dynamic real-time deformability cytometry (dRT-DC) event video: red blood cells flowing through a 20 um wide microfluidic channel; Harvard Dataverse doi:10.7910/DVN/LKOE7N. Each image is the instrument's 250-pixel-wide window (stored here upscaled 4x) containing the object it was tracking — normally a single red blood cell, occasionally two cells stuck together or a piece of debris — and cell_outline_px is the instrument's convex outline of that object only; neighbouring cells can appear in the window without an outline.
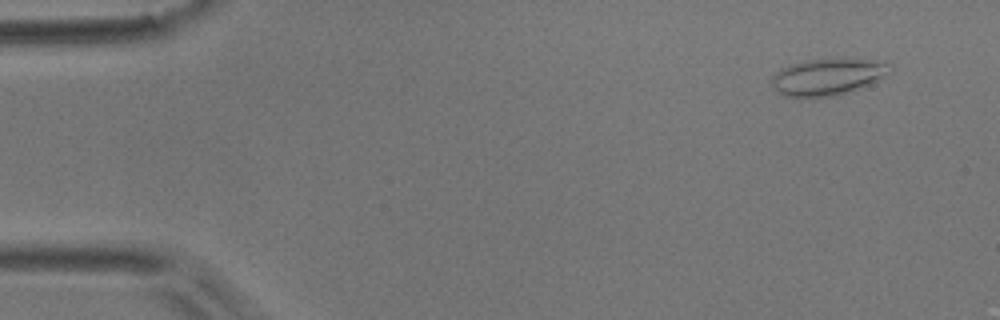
{"species": "common noctule bat (a hibernating species)", "species_latin": "Nyctalus noctula", "temperature_condition": "room temperature", "stored_images_in_passage": 48, "camera_frame_rate_fps": 3000, "um_per_image_px": 0.085, "animal": {"sex": "male", "body_mass_g": 17.9}, "frame": {"image": 1, "passage_image": 4, "time_ms": 1.0, "image_size_px": [1000, 320], "cell_outline_px": [[892, 72], [868, 84], [832, 96], [800, 100], [784, 96], [776, 92], [772, 84], [772, 76], [780, 68], [792, 64], [808, 60], [872, 60], [892, 64]], "centroid_in_image_um": [70.27, 6.58], "position_along_channel_um": 14.7, "area_um2": 25.14}}
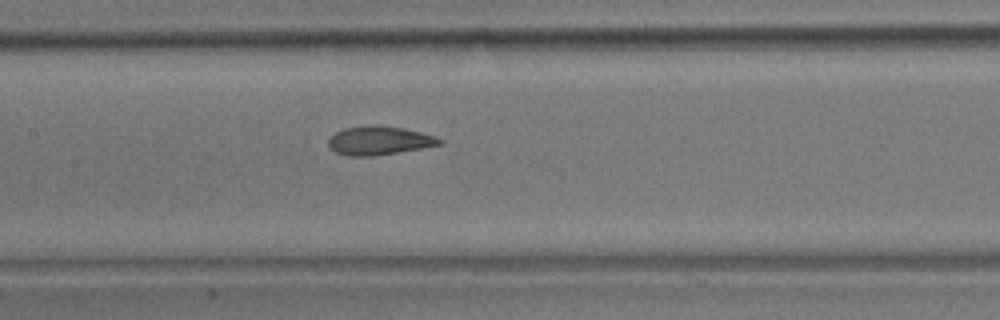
{"frame": {"image": 2, "passage_image": 25, "time_ms": 8.0, "image_size_px": [1000, 320], "cell_outline_px": [[444, 144], [424, 148], [372, 156], [348, 156], [336, 152], [328, 148], [328, 136], [344, 128], [372, 124], [380, 124], [404, 128], [436, 136], [444, 140]], "centroid_in_image_um": [32.23, 11.93], "position_along_channel_um": 175.2, "area_um2": 19.02}}
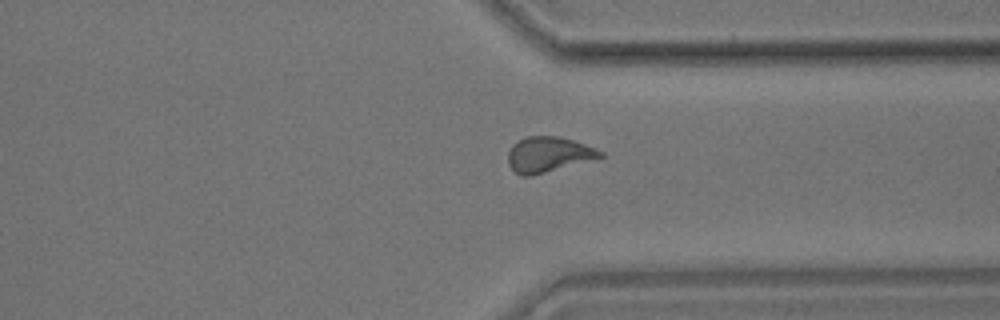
{"frame": {"image": 3, "passage_image": 40, "time_ms": 13.0, "image_size_px": [1000, 320], "cell_outline_px": [[604, 156], [532, 176], [520, 176], [508, 164], [508, 152], [512, 144], [524, 136], [556, 136], [572, 140], [584, 144], [604, 152]], "centroid_in_image_um": [46.56, 13.13], "position_along_channel_um": 364.8, "area_um2": 18.84}, "authors_computed_cell_mechanics": {"area_um2": 19.0451, "velocity_mm_per_s": 3.798, "shape_relaxation_time_tau1_ms": null, "shape_relaxation_time_tau2_ms": 1.9419, "deformation_change_tau1": null, "deformation_change_tau2": 0.0835}}